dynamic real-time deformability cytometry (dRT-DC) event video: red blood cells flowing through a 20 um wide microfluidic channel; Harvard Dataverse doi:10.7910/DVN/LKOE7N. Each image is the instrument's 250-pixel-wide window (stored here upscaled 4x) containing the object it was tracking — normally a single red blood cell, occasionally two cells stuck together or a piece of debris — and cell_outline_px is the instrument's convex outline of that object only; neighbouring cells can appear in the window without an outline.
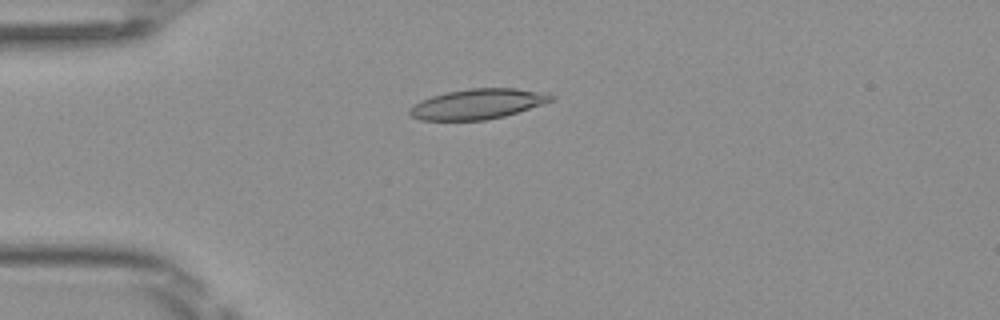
{"species": "Egyptian fruit bat (a non-hibernating species)", "species_latin": "Rousettus aegyptiacus", "temperature_condition": "room temperature", "stored_images_in_passage": 50, "camera_frame_rate_fps": 3000, "um_per_image_px": 0.085, "frame": {"image": 1, "passage_image": 13, "time_ms": 4.0, "image_size_px": [1000, 320], "cell_outline_px": [[556, 100], [504, 116], [484, 120], [420, 120], [412, 116], [408, 112], [408, 108], [420, 100], [432, 96], [448, 92], [468, 88], [516, 88], [548, 92], [556, 96]], "centroid_in_image_um": [40.65, 8.82], "position_along_channel_um": 44.4, "area_um2": 25.09}}
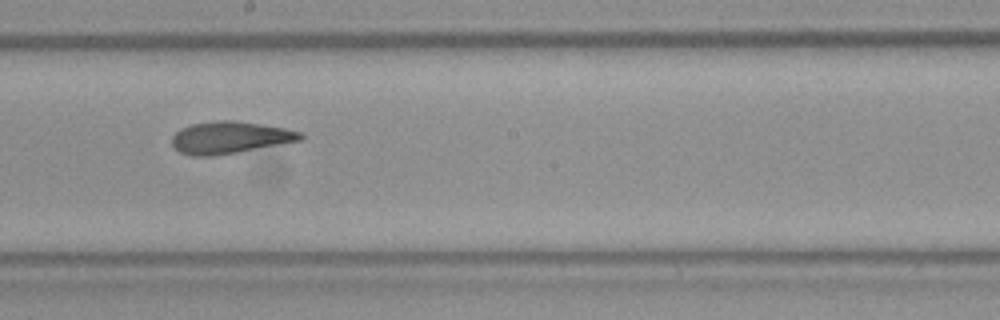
{"frame": {"image": 2, "passage_image": 28, "time_ms": 9.0, "image_size_px": [1000, 320], "cell_outline_px": [[304, 136], [300, 140], [236, 152], [212, 156], [192, 156], [180, 152], [172, 144], [172, 136], [180, 128], [192, 124], [220, 120], [232, 120], [260, 124], [284, 128], [300, 132]], "centroid_in_image_um": [19.49, 11.68], "position_along_channel_um": 228.7, "area_um2": 23.58}}
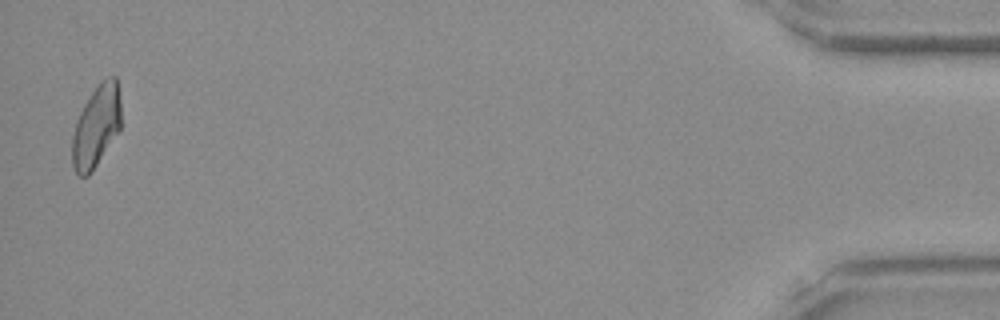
{"frame": {"image": 3, "passage_image": 49, "time_ms": 16.0, "image_size_px": [1000, 320], "cell_outline_px": [[120, 132], [88, 176], [80, 176], [76, 172], [72, 164], [72, 136], [76, 120], [84, 104], [100, 80], [104, 76], [116, 76], [120, 100]], "centroid_in_image_um": [8.19, 10.71], "position_along_channel_um": 427.0, "area_um2": 23.47}, "authors_computed_cell_mechanics": {"area_um2": 24.1893, "velocity_mm_per_s": 4.1013, "shape_relaxation_time_tau1_ms": null, "shape_relaxation_time_tau2_ms": 2.5664, "deformation_change_tau1": null, "deformation_change_tau2": 0.11}}